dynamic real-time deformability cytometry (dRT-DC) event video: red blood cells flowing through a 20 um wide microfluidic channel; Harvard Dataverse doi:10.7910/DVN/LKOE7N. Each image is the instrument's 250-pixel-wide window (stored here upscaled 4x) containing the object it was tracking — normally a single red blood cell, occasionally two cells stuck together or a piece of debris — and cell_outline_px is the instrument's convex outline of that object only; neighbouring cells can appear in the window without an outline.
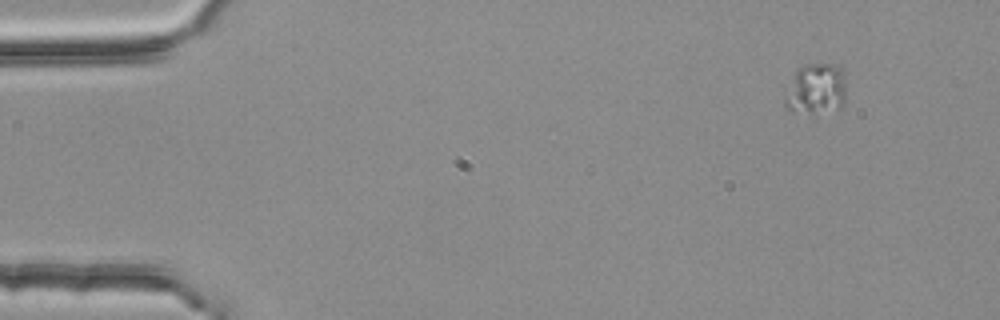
{"species": "common noctule bat (a hibernating species)", "species_latin": "Nyctalus noctula", "temperature_condition": "room temperature", "stored_images_in_passage": 4, "camera_frame_rate_fps": 3000, "um_per_image_px": 0.085, "animal": {"sex": "female", "body_mass_g": 25.1}, "frame": {"image": 1, "passage_image": 1, "time_ms": 0.0, "image_size_px": [1000, 320], "cell_outline_px": [[844, 100], [840, 104], [812, 112], [784, 108], [784, 100], [796, 72], [804, 64], [840, 64], [844, 68]], "centroid_in_image_um": [69.37, 7.46], "position_along_channel_um": 15.6, "area_um2": 17.11}}